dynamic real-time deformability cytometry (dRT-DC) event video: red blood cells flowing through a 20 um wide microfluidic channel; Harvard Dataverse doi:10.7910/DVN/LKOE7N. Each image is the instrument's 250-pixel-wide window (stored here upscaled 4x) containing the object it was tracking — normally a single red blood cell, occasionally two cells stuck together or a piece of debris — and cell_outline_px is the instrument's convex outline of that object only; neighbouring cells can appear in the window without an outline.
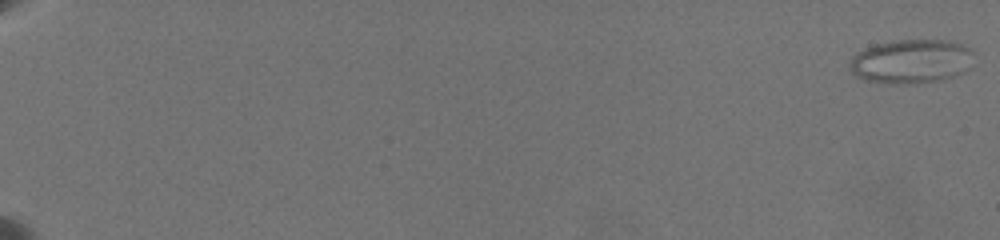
{"species": "common noctule bat (a hibernating species)", "species_latin": "Nyctalus noctula", "temperature_condition": "warm", "stored_images_in_passage": 41, "camera_frame_rate_fps": 3000, "um_per_image_px": 0.085, "animal": {"sex": "female", "body_mass_g": 19.5, "forearm_length_mm": 54.1}, "frame": {"image": 1, "passage_image": 1, "time_ms": 0.0, "image_size_px": [1000, 240], "cell_outline_px": [[972, 68], [952, 76], [940, 80], [912, 84], [892, 84], [864, 80], [856, 76], [852, 72], [848, 64], [852, 56], [876, 44], [900, 40], [948, 40], [960, 44], [968, 48], [972, 52]], "centroid_in_image_um": [77.46, 5.23], "position_along_channel_um": 7.5, "area_um2": 31.79}}
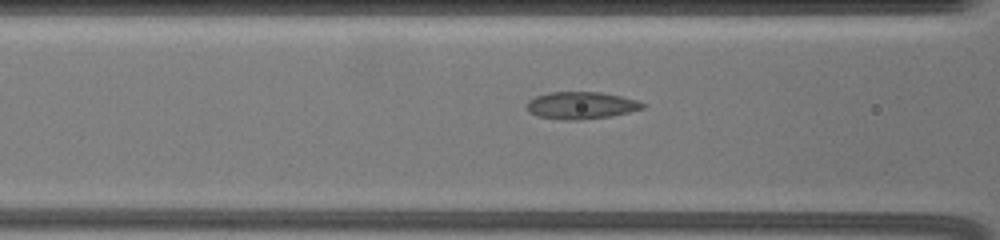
{"frame": {"image": 2, "passage_image": 30, "time_ms": 10.0, "image_size_px": [1000, 240], "cell_outline_px": [[648, 104], [644, 108], [612, 116], [580, 120], [564, 120], [536, 116], [528, 112], [528, 100], [536, 96], [548, 92], [600, 92], [620, 96], [636, 100]], "centroid_in_image_um": [49.4, 8.96], "position_along_channel_um": 117.2, "area_um2": 18.44}}
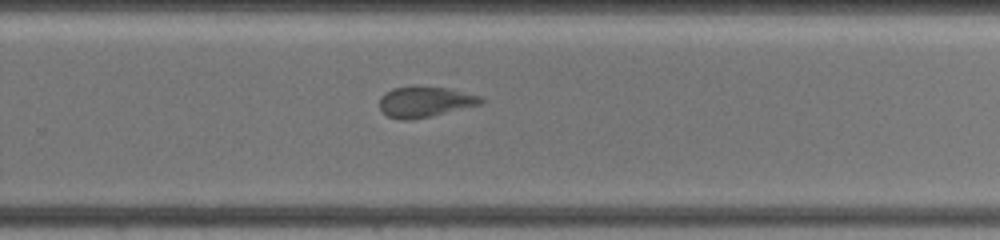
{"frame": {"image": 3, "passage_image": 41, "time_ms": 15.0, "image_size_px": [1000, 240], "cell_outline_px": [[484, 104], [432, 116], [412, 120], [400, 120], [388, 116], [380, 112], [380, 96], [384, 92], [392, 88], [448, 88], [484, 96]], "centroid_in_image_um": [36.16, 8.69], "position_along_channel_um": 293.6, "area_um2": 18.15}}